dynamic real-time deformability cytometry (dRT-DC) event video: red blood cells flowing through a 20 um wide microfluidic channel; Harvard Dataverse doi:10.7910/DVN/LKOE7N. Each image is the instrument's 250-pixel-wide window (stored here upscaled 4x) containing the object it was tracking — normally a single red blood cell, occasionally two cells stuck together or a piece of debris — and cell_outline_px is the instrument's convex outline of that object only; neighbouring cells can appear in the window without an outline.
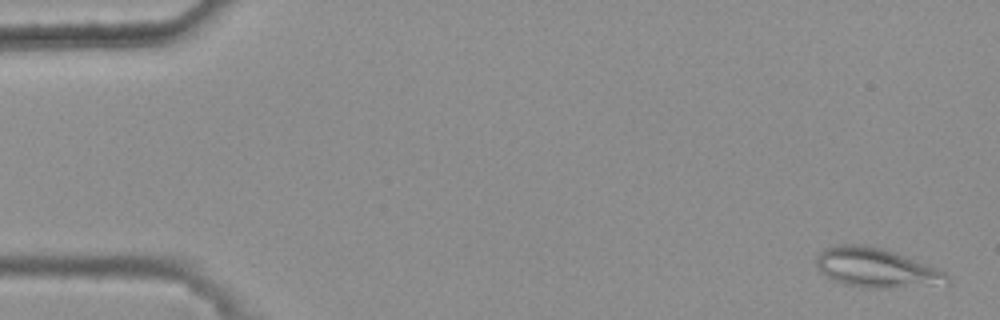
{"species": "common noctule bat (a hibernating species)", "species_latin": "Nyctalus noctula", "temperature_condition": "warm", "stored_images_in_passage": 46, "camera_frame_rate_fps": 3000, "um_per_image_px": 0.085, "animal": {"sex": "female", "body_mass_g": 25.1}, "frame": {"image": 1, "passage_image": 2, "time_ms": 0.333, "image_size_px": [1000, 320], "cell_outline_px": [[948, 284], [888, 288], [860, 288], [844, 284], [832, 280], [824, 276], [820, 272], [816, 264], [816, 256], [824, 248], [836, 244], [860, 244], [884, 248], [936, 268], [944, 272], [948, 276]], "centroid_in_image_um": [74.41, 22.77], "position_along_channel_um": 10.6, "area_um2": 30.17}}
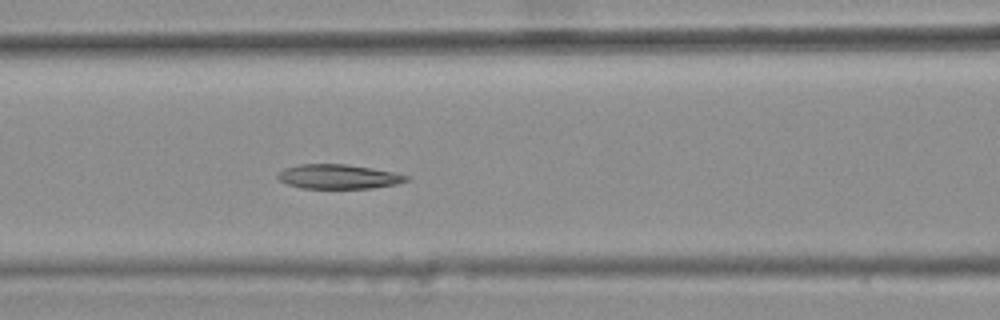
{"frame": {"image": 2, "passage_image": 23, "time_ms": 7.333, "image_size_px": [1000, 320], "cell_outline_px": [[412, 176], [408, 180], [396, 184], [372, 188], [300, 188], [288, 184], [280, 180], [276, 176], [284, 168], [300, 164], [348, 164], [372, 168]], "centroid_in_image_um": [28.78, 15.01], "position_along_channel_um": 137.8, "area_um2": 18.26}}
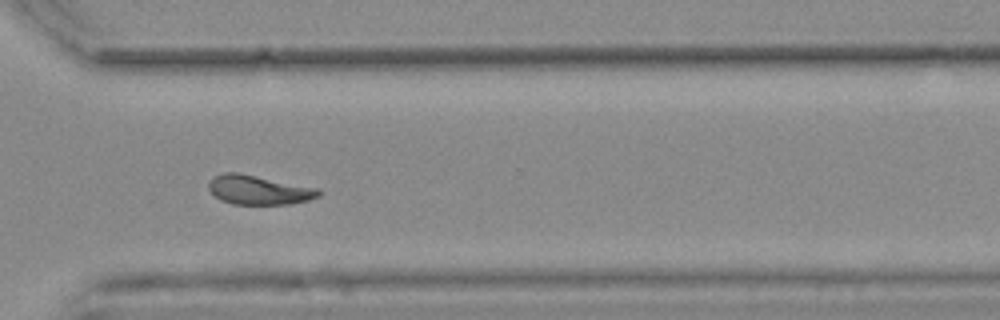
{"frame": {"image": 3, "passage_image": 40, "time_ms": 13.0, "image_size_px": [1000, 320], "cell_outline_px": [[320, 196], [308, 200], [288, 204], [232, 204], [220, 200], [208, 188], [208, 180], [212, 176], [224, 172], [236, 172], [320, 188]], "centroid_in_image_um": [21.97, 16.13], "position_along_channel_um": 348.6, "area_um2": 18.84}, "authors_computed_cell_mechanics": {"area_um2": 19.3341, "velocity_mm_per_s": 3.7151, "shape_relaxation_time_tau1_ms": null, "shape_relaxation_time_tau2_ms": 4.1848, "deformation_change_tau1": null, "deformation_change_tau2": 0.0918}}